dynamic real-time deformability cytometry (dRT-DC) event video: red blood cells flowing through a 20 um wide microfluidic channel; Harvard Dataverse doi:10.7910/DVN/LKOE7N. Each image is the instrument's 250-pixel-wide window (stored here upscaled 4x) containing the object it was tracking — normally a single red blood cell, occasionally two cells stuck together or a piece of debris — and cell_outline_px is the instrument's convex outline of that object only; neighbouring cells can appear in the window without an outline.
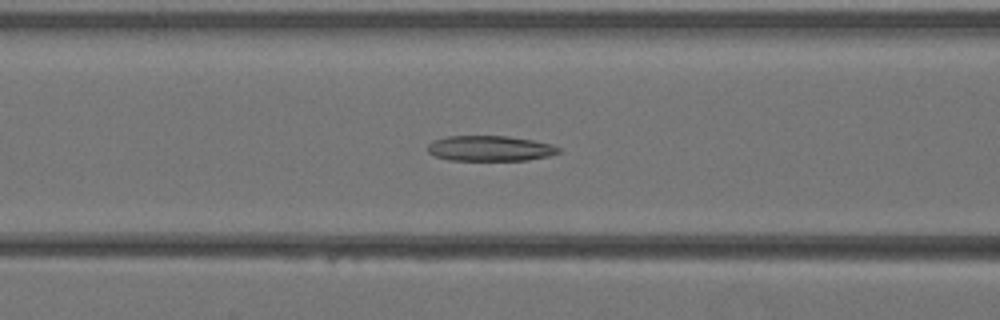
{"species": "Egyptian fruit bat (a non-hibernating species)", "species_latin": "Rousettus aegyptiacus", "temperature_condition": "warm", "stored_images_in_passage": 29, "camera_frame_rate_fps": 3000, "um_per_image_px": 0.085, "animal": {"sex": "female"}, "frame": {"image": 1, "passage_image": 5, "time_ms": 1.333, "image_size_px": [1000, 320], "cell_outline_px": [[560, 152], [548, 156], [528, 160], [448, 160], [436, 156], [428, 152], [428, 144], [432, 140], [448, 136], [508, 136], [532, 140], [552, 144], [560, 148]], "centroid_in_image_um": [41.64, 12.61], "position_along_channel_um": 125.0, "area_um2": 19.36}}
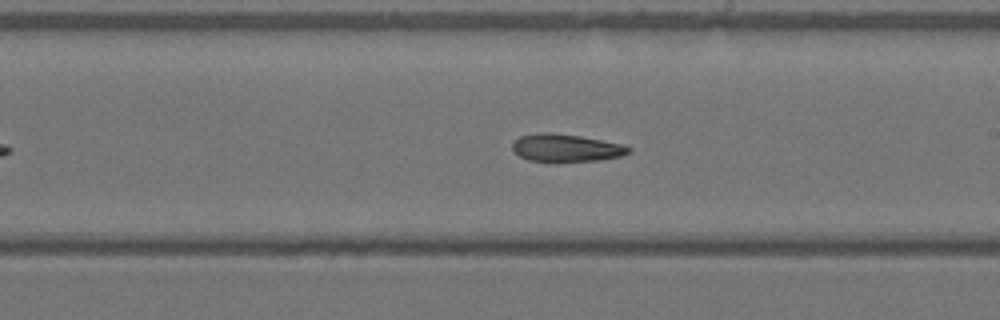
{"frame": {"image": 2, "passage_image": 12, "time_ms": 3.667, "image_size_px": [1000, 320], "cell_outline_px": [[632, 152], [620, 156], [596, 160], [528, 160], [520, 156], [512, 148], [512, 144], [520, 136], [540, 132], [548, 132], [580, 136], [624, 144], [632, 148]], "centroid_in_image_um": [48.15, 12.54], "position_along_channel_um": 240.8, "area_um2": 18.26}}
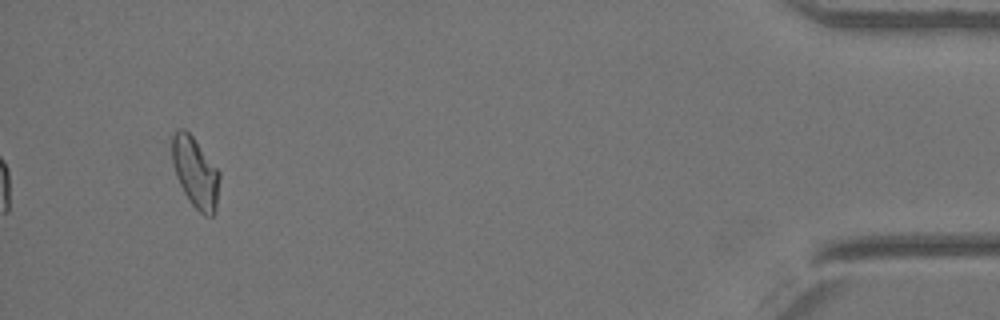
{"frame": {"image": 3, "passage_image": 27, "time_ms": 8.667, "image_size_px": [1000, 320], "cell_outline_px": [[220, 176], [216, 208], [212, 216], [204, 216], [188, 200], [176, 176], [172, 160], [172, 136], [176, 128], [184, 128], [192, 136], [220, 172]], "centroid_in_image_um": [16.6, 14.65], "position_along_channel_um": 418.6, "area_um2": 19.36}}